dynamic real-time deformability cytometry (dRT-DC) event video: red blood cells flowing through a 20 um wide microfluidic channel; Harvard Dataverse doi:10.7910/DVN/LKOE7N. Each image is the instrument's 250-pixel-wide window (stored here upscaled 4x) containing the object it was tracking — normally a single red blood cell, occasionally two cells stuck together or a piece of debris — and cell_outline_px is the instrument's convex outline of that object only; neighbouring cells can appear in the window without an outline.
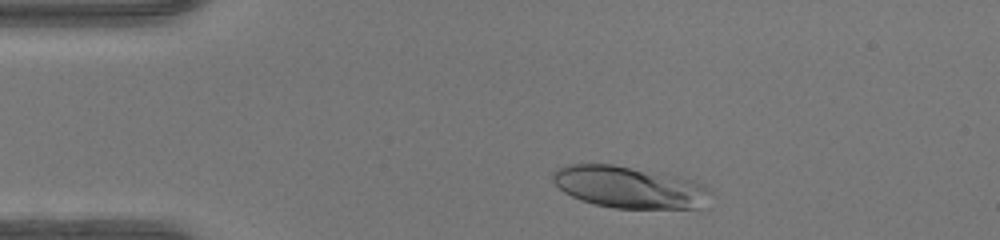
{"species": "human", "species_latin": "Homo sapiens", "temperature_condition": "warm", "stored_images_in_passage": 35, "camera_frame_rate_fps": 3000, "um_per_image_px": 0.085, "donor": {"sex": "female"}, "frame": {"image": 1, "passage_image": 4, "time_ms": 1.0, "image_size_px": [1000, 240], "cell_outline_px": [[712, 192], [696, 208], [616, 208], [596, 204], [580, 200], [564, 192], [552, 180], [552, 172], [556, 168], [568, 164], [612, 164], [676, 176], [692, 180], [704, 184]], "centroid_in_image_um": [53.42, 15.9], "position_along_channel_um": 31.6, "area_um2": 37.97}}
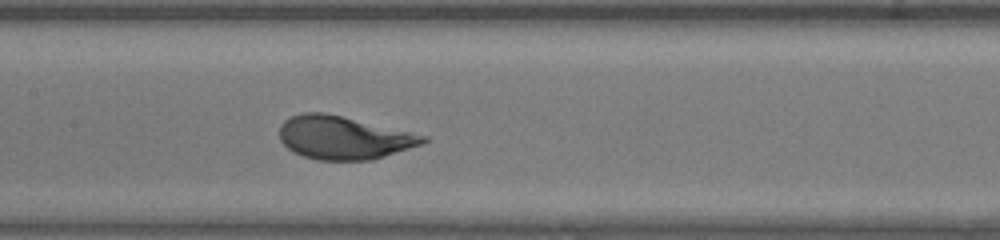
{"frame": {"image": 2, "passage_image": 18, "time_ms": 5.667, "image_size_px": [1000, 240], "cell_outline_px": [[428, 140], [420, 144], [372, 160], [316, 160], [292, 152], [280, 140], [280, 124], [284, 120], [300, 112], [324, 112], [412, 132], [428, 136]], "centroid_in_image_um": [29.17, 11.69], "position_along_channel_um": 178.2, "area_um2": 35.95}}
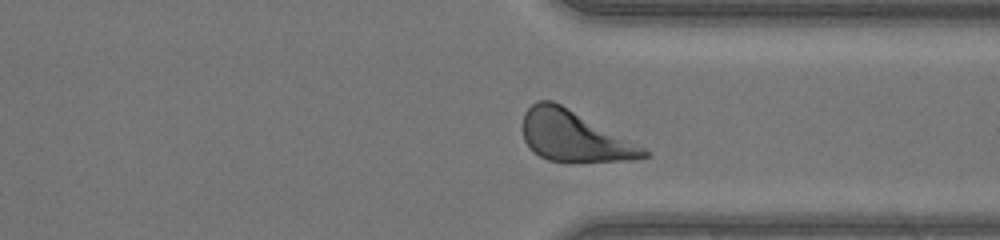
{"frame": {"image": 3, "passage_image": 31, "time_ms": 10.0, "image_size_px": [1000, 240], "cell_outline_px": [[652, 156], [628, 160], [572, 164], [548, 160], [540, 156], [524, 140], [524, 112], [536, 100], [552, 100], [560, 104], [652, 152]], "centroid_in_image_um": [48.82, 11.63], "position_along_channel_um": 362.6, "area_um2": 35.55}, "authors_computed_cell_mechanics": {"area_um2": 36.2406, "velocity_mm_per_s": 4.2415, "shape_relaxation_time_tau1_ms": 2.1012, "shape_relaxation_time_tau2_ms": null, "deformation_change_tau1": 0.1554, "deformation_change_tau2": null}}